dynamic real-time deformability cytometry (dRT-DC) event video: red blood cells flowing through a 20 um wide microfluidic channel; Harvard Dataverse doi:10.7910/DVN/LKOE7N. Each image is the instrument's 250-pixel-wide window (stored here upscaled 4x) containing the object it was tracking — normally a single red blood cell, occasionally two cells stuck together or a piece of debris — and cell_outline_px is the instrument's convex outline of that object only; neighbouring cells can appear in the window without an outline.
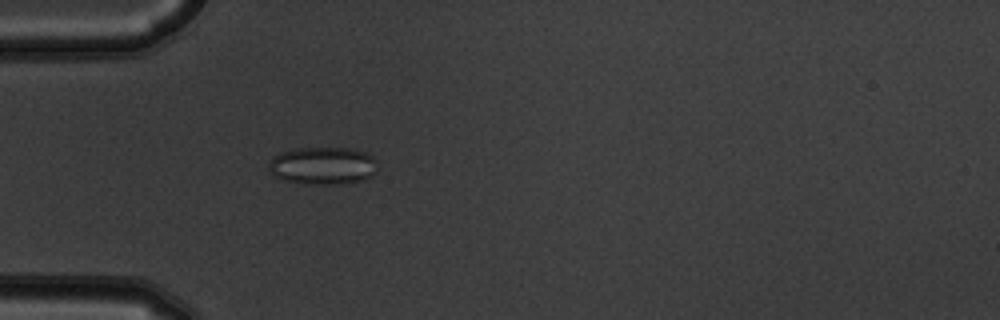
{"species": "common noctule bat (a hibernating species)", "species_latin": "Nyctalus noctula", "temperature_condition": "warm", "stored_images_in_passage": 4, "camera_frame_rate_fps": 3000, "um_per_image_px": 0.085, "animal": {"sex": "male", "body_mass_g": 19.5, "forearm_length_mm": 54.6}, "frame": {"image": 1, "passage_image": 4, "time_ms": 1.0, "image_size_px": [1000, 320], "cell_outline_px": [[376, 172], [372, 176], [364, 180], [336, 184], [300, 184], [280, 180], [268, 168], [268, 160], [272, 156], [280, 152], [296, 148], [356, 148], [372, 156], [376, 160]], "centroid_in_image_um": [27.41, 14.08], "position_along_channel_um": 57.6, "area_um2": 24.28}}